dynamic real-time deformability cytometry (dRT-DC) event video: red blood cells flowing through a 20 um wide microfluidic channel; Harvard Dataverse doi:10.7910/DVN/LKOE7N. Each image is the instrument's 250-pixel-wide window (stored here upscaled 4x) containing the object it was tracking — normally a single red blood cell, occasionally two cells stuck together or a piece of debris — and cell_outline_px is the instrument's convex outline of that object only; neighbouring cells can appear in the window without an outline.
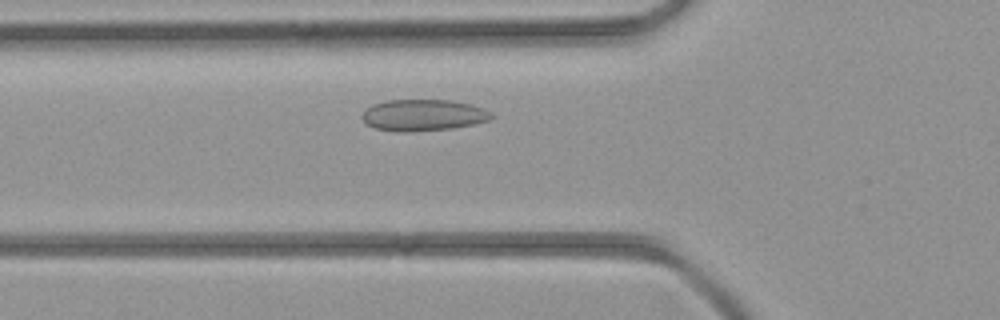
{"species": "common noctule bat (a hibernating species)", "species_latin": "Nyctalus noctula", "temperature_condition": "room temperature", "stored_images_in_passage": 35, "camera_frame_rate_fps": 3000, "um_per_image_px": 0.085, "animal": {"sex": "female", "body_mass_g": 21.9}, "frame": {"image": 1, "passage_image": 7, "time_ms": 2.0, "image_size_px": [1000, 320], "cell_outline_px": [[496, 116], [488, 120], [472, 124], [452, 128], [404, 132], [400, 132], [376, 128], [368, 124], [360, 116], [372, 104], [388, 100], [452, 100], [472, 104], [484, 108]], "centroid_in_image_um": [36.0, 9.77], "position_along_channel_um": 89.8, "area_um2": 23.58}}
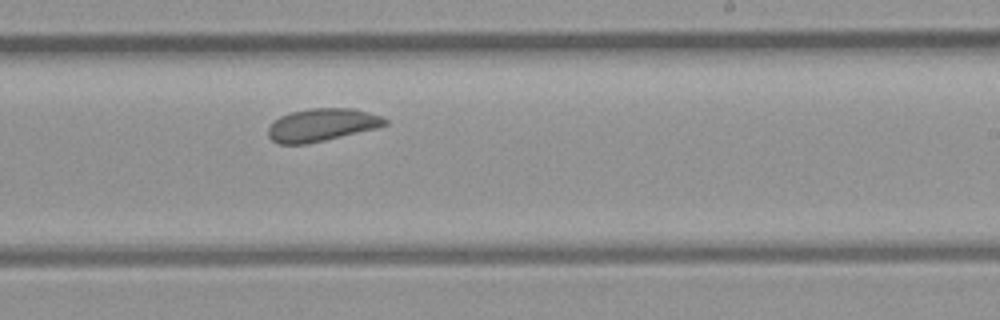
{"frame": {"image": 2, "passage_image": 18, "time_ms": 5.667, "image_size_px": [1000, 320], "cell_outline_px": [[388, 124], [324, 140], [304, 144], [280, 144], [272, 140], [268, 136], [268, 128], [280, 116], [288, 112], [308, 108], [352, 108], [368, 112], [380, 116], [388, 120]], "centroid_in_image_um": [27.3, 10.6], "position_along_channel_um": 261.7, "area_um2": 21.91}}
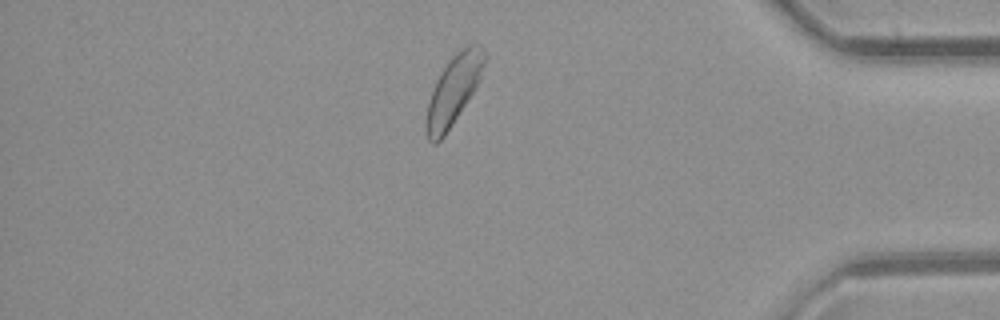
{"frame": {"image": 3, "passage_image": 29, "time_ms": 9.333, "image_size_px": [1000, 320], "cell_outline_px": [[488, 56], [480, 76], [472, 92], [444, 136], [436, 144], [432, 144], [428, 140], [424, 128], [424, 124], [428, 104], [436, 80], [440, 72], [452, 56], [460, 48], [468, 44], [480, 44], [484, 48]], "centroid_in_image_um": [38.54, 7.63], "position_along_channel_um": 396.7, "area_um2": 23.29}}